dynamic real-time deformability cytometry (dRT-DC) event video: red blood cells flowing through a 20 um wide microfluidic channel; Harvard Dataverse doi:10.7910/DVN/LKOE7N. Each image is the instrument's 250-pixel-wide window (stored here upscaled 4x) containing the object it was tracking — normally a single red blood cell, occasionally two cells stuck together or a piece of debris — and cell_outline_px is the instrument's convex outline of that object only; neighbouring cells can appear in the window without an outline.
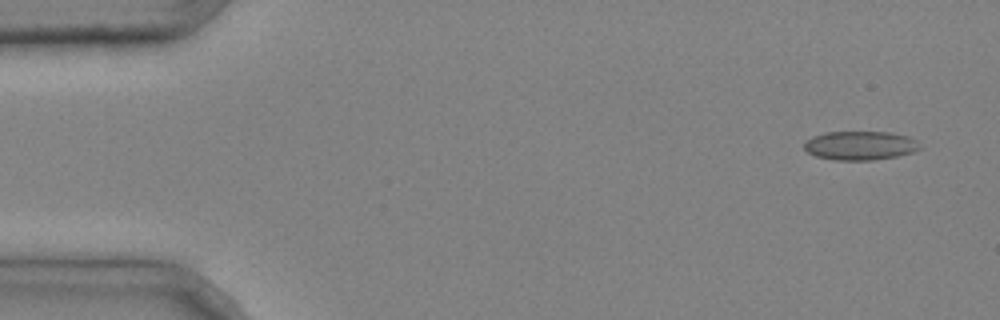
{"species": "common noctule bat (a hibernating species)", "species_latin": "Nyctalus noctula", "temperature_condition": "cold", "stored_images_in_passage": 4, "camera_frame_rate_fps": 3000, "um_per_image_px": 0.085, "animal": {"sex": "male", "body_mass_g": 20.4}, "frame": {"image": 1, "passage_image": 1, "time_ms": 0.0, "image_size_px": [1000, 320], "cell_outline_px": [[920, 148], [912, 152], [896, 156], [872, 160], [836, 160], [816, 156], [808, 152], [804, 148], [804, 144], [812, 136], [824, 132], [892, 132], [908, 136], [916, 140]], "centroid_in_image_um": [73.1, 12.36], "position_along_channel_um": 11.9, "area_um2": 19.36}}
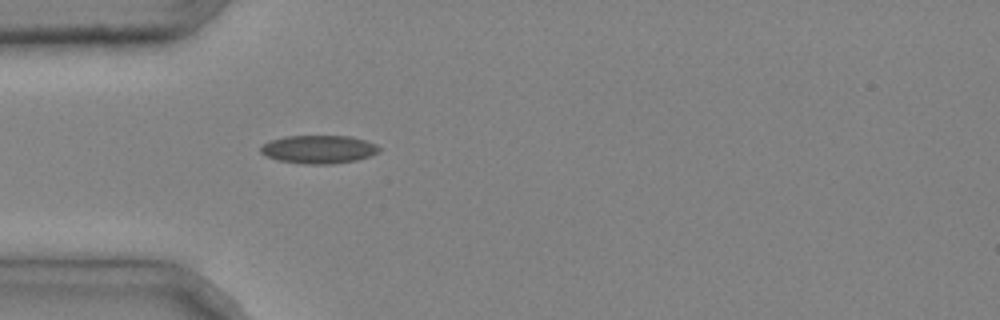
{"frame": {"image": 2, "passage_image": 4, "time_ms": 1.0, "image_size_px": [1000, 320], "cell_outline_px": [[380, 152], [356, 160], [332, 164], [304, 164], [276, 160], [260, 152], [260, 148], [264, 144], [272, 140], [284, 136], [352, 136], [376, 144], [380, 148]], "centroid_in_image_um": [27.1, 12.69], "position_along_channel_um": 57.9, "area_um2": 19.42}}